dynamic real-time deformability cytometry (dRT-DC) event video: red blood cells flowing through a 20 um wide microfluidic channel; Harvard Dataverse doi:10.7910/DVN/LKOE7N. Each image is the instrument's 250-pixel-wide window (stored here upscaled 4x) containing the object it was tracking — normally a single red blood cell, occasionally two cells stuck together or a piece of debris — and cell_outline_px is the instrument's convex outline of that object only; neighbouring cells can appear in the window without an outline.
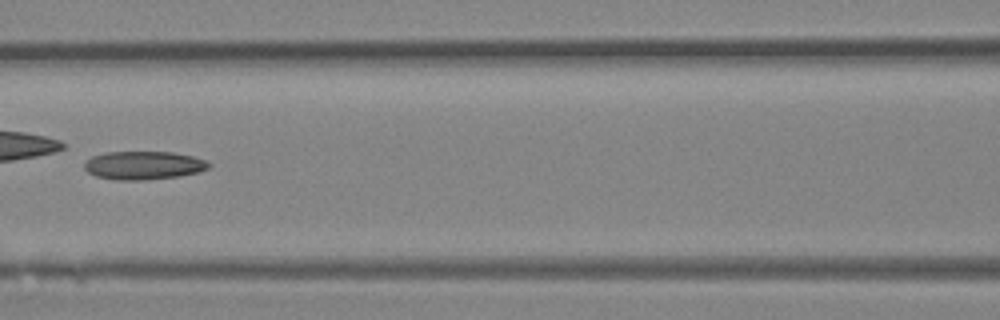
{"species": "Egyptian fruit bat (a non-hibernating species)", "species_latin": "Rousettus aegyptiacus", "temperature_condition": "room temperature", "stored_images_in_passage": 30, "camera_frame_rate_fps": 3000, "um_per_image_px": 0.085, "animal": {"sex": "female"}, "frame": {"image": 1, "passage_image": 9, "time_ms": 2.667, "image_size_px": [1000, 320], "cell_outline_px": [[212, 164], [208, 168], [200, 172], [180, 176], [144, 180], [116, 180], [96, 176], [88, 172], [84, 168], [84, 164], [92, 156], [104, 152], [172, 152], [192, 156], [204, 160]], "centroid_in_image_um": [12.21, 14.06], "position_along_channel_um": 154.4, "area_um2": 20.58}}